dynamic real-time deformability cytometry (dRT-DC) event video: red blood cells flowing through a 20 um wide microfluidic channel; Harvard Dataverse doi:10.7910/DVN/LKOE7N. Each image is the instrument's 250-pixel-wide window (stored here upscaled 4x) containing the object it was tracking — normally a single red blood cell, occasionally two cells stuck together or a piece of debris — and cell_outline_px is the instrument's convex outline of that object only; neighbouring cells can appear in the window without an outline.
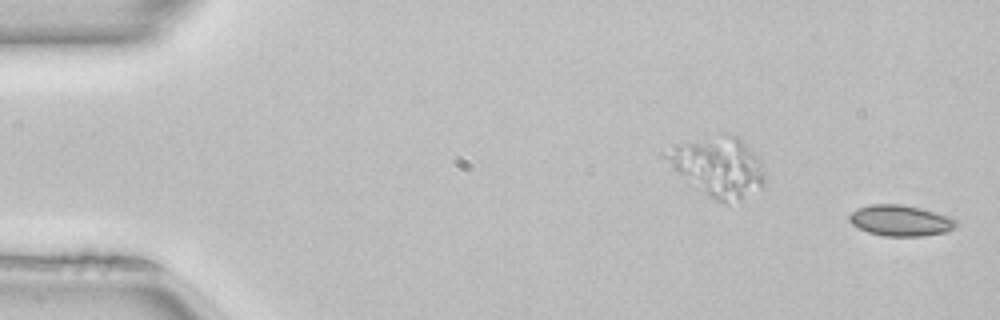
{"species": "common noctule bat (a hibernating species)", "species_latin": "Nyctalus noctula", "temperature_condition": "room temperature", "stored_images_in_passage": 50, "camera_frame_rate_fps": 3000, "um_per_image_px": 0.085, "animal": {"sex": "female", "body_mass_g": 22.7, "forearm_length_mm": 54.2}, "frame": {"image": 1, "passage_image": 1, "time_ms": 0.0, "image_size_px": [1000, 320], "cell_outline_px": [[956, 224], [948, 232], [924, 236], [884, 236], [868, 232], [852, 224], [848, 220], [848, 216], [856, 208], [868, 204], [900, 204], [920, 208], [948, 216], [956, 220]], "centroid_in_image_um": [76.5, 18.74], "position_along_channel_um": 8.5, "area_um2": 19.25}}
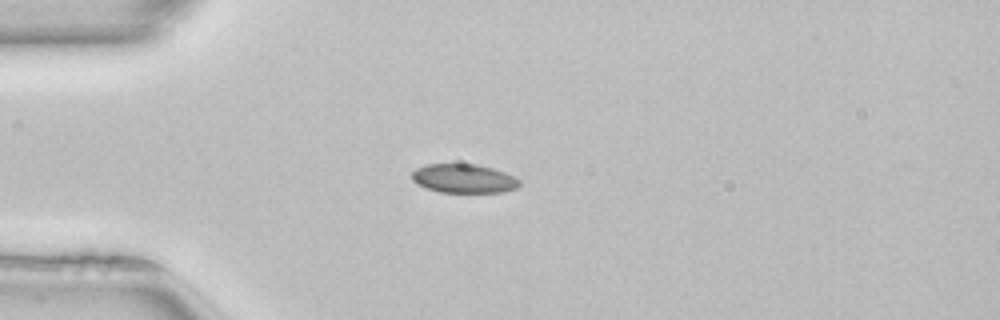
{"frame": {"image": 2, "passage_image": 13, "time_ms": 4.0, "image_size_px": [1000, 320], "cell_outline_px": [[520, 184], [516, 188], [504, 192], [440, 192], [416, 184], [412, 180], [412, 172], [416, 168], [428, 164], [476, 164], [492, 168], [516, 176], [520, 180]], "centroid_in_image_um": [39.44, 15.17], "position_along_channel_um": 45.6, "area_um2": 18.15}}
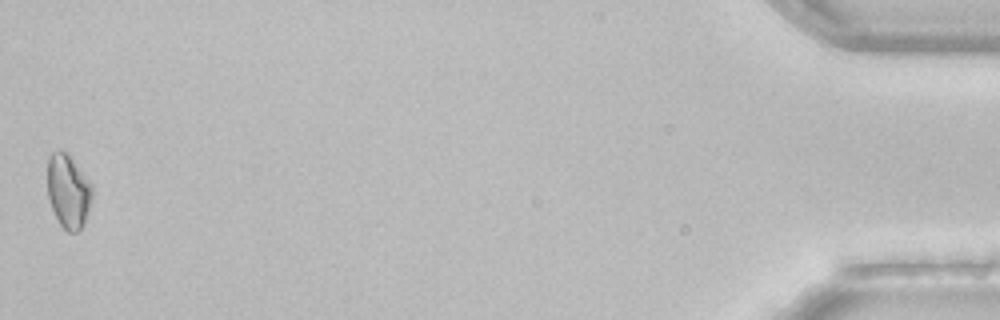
{"frame": {"image": 3, "passage_image": 50, "time_ms": 16.333, "image_size_px": [1000, 320], "cell_outline_px": [[92, 196], [88, 212], [84, 224], [76, 232], [68, 232], [60, 224], [52, 208], [48, 196], [48, 160], [52, 152], [60, 148], [72, 160], [92, 184]], "centroid_in_image_um": [5.8, 16.26], "position_along_channel_um": 429.4, "area_um2": 18.9}, "authors_computed_cell_mechanics": {"area_um2": 18.1203, "velocity_mm_per_s": 4.0621, "shape_relaxation_time_tau1_ms": null, "shape_relaxation_time_tau2_ms": 5.5382, "deformation_change_tau1": null, "deformation_change_tau2": 0.0851}}